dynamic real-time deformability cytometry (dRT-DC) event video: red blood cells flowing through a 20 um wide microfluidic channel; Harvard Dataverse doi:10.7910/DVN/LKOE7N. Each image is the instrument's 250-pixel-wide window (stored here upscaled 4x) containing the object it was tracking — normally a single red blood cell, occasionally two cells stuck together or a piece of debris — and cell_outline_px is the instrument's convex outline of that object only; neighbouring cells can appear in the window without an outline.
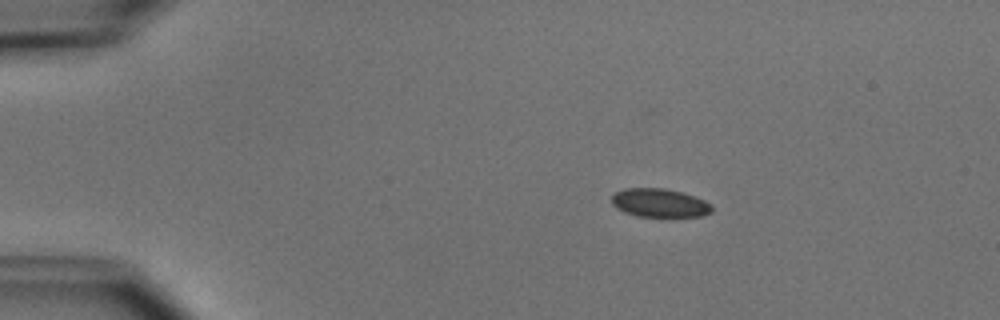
{"species": "common noctule bat (a hibernating species)", "species_latin": "Nyctalus noctula", "temperature_condition": "cold", "stored_images_in_passage": 4, "camera_frame_rate_fps": 3000, "um_per_image_px": 0.085, "animal": {"sex": "male", "body_mass_g": 15.6}, "frame": {"image": 1, "passage_image": 1, "time_ms": 0.0, "image_size_px": [1000, 320], "cell_outline_px": [[712, 212], [700, 216], [640, 216], [624, 212], [616, 208], [612, 204], [612, 196], [616, 192], [624, 188], [664, 188], [696, 196], [712, 204]], "centroid_in_image_um": [56.07, 17.24], "position_along_channel_um": 28.9, "area_um2": 16.59}}
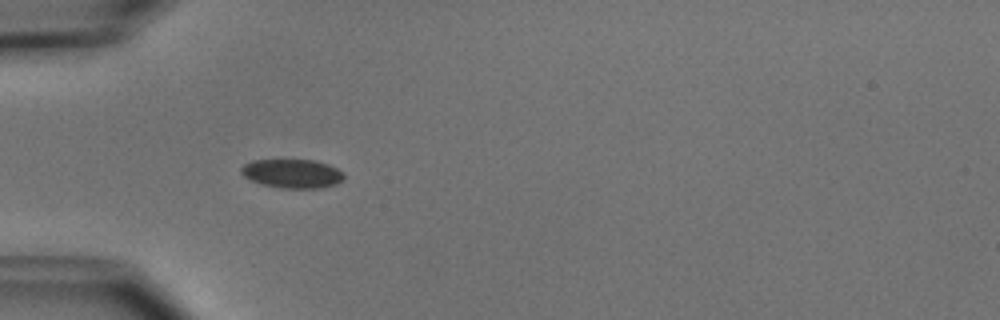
{"frame": {"image": 2, "passage_image": 3, "time_ms": 2.333, "image_size_px": [1000, 320], "cell_outline_px": [[344, 176], [336, 184], [316, 188], [284, 188], [260, 184], [244, 176], [240, 172], [240, 168], [244, 164], [252, 160], [316, 160], [328, 164], [344, 172]], "centroid_in_image_um": [24.82, 14.74], "position_along_channel_um": 60.2, "area_um2": 17.22}}